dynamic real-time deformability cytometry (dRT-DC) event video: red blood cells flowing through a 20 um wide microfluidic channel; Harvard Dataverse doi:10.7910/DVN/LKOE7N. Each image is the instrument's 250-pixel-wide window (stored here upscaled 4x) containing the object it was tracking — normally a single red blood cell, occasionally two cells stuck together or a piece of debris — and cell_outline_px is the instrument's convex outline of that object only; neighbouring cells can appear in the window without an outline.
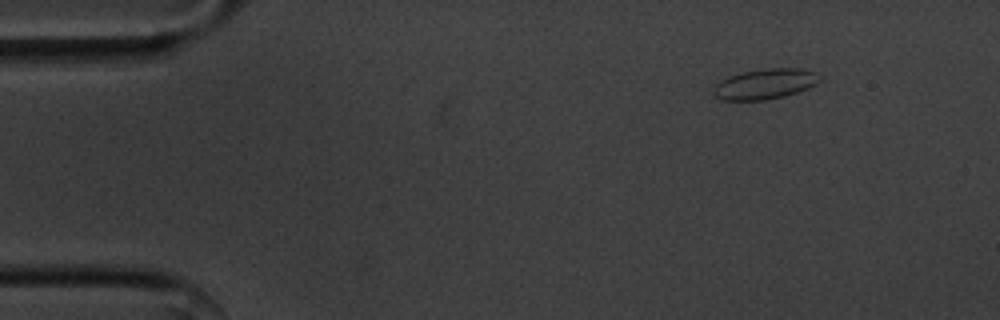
{"species": "common noctule bat (a hibernating species)", "species_latin": "Nyctalus noctula", "temperature_condition": "cold", "stored_images_in_passage": 51, "segment_of_instrument_passage": [1, 2], "camera_frame_rate_fps": 3000, "um_per_image_px": 0.085, "animal": {"sex": "male", "body_mass_g": 20.1, "forearm_length_mm": 53.5}, "frame": {"image": 1, "passage_image": 1, "time_ms": 0.0, "image_size_px": [1000, 320], "cell_outline_px": [[820, 80], [816, 84], [808, 88], [784, 96], [764, 100], [720, 100], [712, 92], [716, 84], [720, 80], [728, 76], [744, 72], [764, 68], [800, 68], [816, 72]], "centroid_in_image_um": [65.01, 7.13], "position_along_channel_um": 20.0, "area_um2": 18.73}}
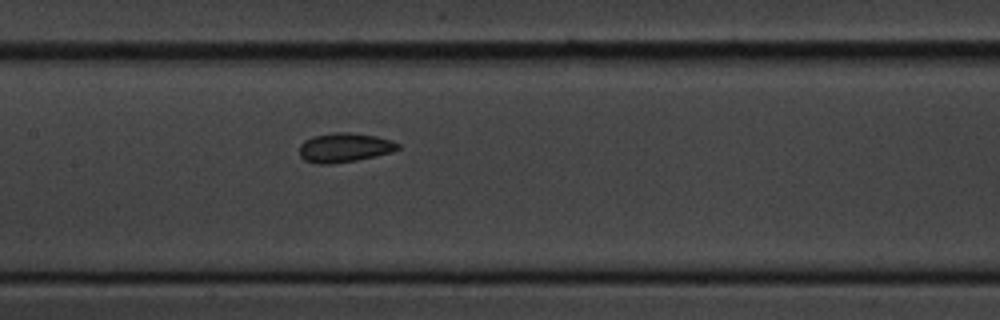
{"frame": {"image": 2, "passage_image": 21, "time_ms": 6.667, "image_size_px": [1000, 320], "cell_outline_px": [[400, 148], [392, 152], [376, 156], [356, 160], [332, 164], [320, 164], [304, 160], [300, 156], [300, 144], [304, 140], [312, 136], [332, 132], [348, 132], [376, 136], [392, 140], [400, 144]], "centroid_in_image_um": [29.28, 12.54], "position_along_channel_um": 178.1, "area_um2": 16.94}}
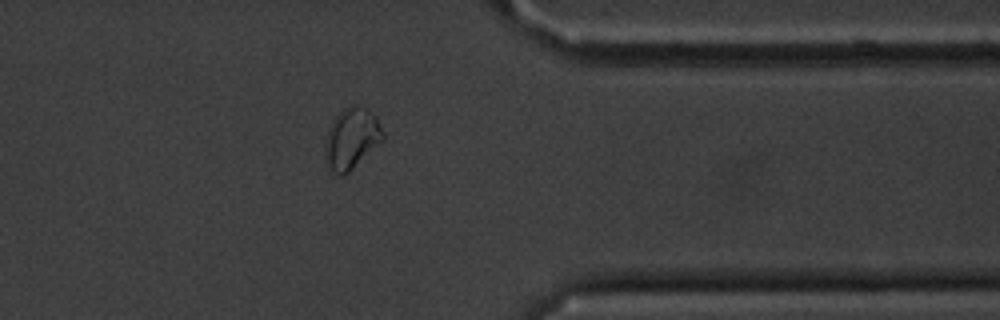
{"frame": {"image": 3, "passage_image": 39, "time_ms": 12.667, "image_size_px": [1000, 320], "cell_outline_px": [[384, 140], [344, 176], [336, 176], [332, 172], [324, 156], [324, 152], [328, 132], [332, 120], [348, 104], [356, 104], [364, 108], [376, 116], [384, 132]], "centroid_in_image_um": [29.89, 11.78], "position_along_channel_um": 381.5, "area_um2": 20.63}}